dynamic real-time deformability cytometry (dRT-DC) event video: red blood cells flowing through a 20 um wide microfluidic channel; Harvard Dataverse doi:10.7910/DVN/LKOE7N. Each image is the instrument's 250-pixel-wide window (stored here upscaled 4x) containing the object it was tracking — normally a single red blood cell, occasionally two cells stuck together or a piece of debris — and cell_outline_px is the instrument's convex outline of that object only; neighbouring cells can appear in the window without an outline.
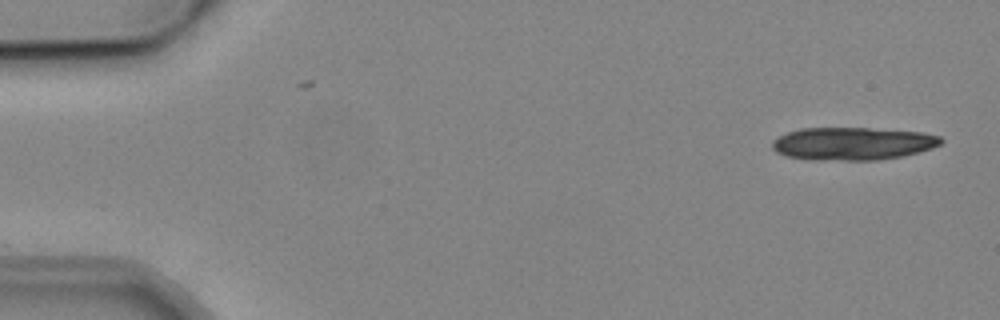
{"species": "common noctule bat (a hibernating species)", "species_latin": "Nyctalus noctula", "temperature_condition": "cold", "stored_images_in_passage": 2, "camera_frame_rate_fps": 3000, "um_per_image_px": 0.085, "animal": {"sex": "male", "body_mass_g": 19.2, "forearm_length_mm": 51.8}, "frame": {"image": 1, "passage_image": 2, "time_ms": 1.0, "image_size_px": [1000, 320], "cell_outline_px": [[944, 140], [940, 144], [932, 148], [900, 156], [880, 160], [808, 160], [788, 156], [776, 152], [772, 148], [772, 140], [788, 132], [800, 128], [868, 128], [924, 132], [940, 136]], "centroid_in_image_um": [72.47, 12.2], "position_along_channel_um": 12.5, "area_um2": 32.31}}